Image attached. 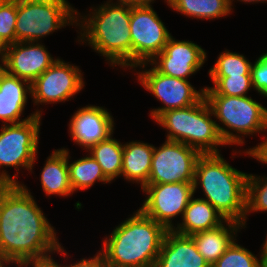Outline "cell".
I'll return each mask as SVG.
<instances>
[{
  "label": "cell",
  "instance_id": "52a82bcc",
  "mask_svg": "<svg viewBox=\"0 0 267 267\" xmlns=\"http://www.w3.org/2000/svg\"><path fill=\"white\" fill-rule=\"evenodd\" d=\"M74 23L77 9L67 0H17L16 42H39Z\"/></svg>",
  "mask_w": 267,
  "mask_h": 267
},
{
  "label": "cell",
  "instance_id": "d4e9b609",
  "mask_svg": "<svg viewBox=\"0 0 267 267\" xmlns=\"http://www.w3.org/2000/svg\"><path fill=\"white\" fill-rule=\"evenodd\" d=\"M112 137L113 134L86 151L98 162L111 182L121 176L123 159V143Z\"/></svg>",
  "mask_w": 267,
  "mask_h": 267
},
{
  "label": "cell",
  "instance_id": "7a4b0ae2",
  "mask_svg": "<svg viewBox=\"0 0 267 267\" xmlns=\"http://www.w3.org/2000/svg\"><path fill=\"white\" fill-rule=\"evenodd\" d=\"M92 11V12H91ZM90 14L77 11L78 42L88 43L101 54L111 67L120 66L131 70V5L104 3L91 7Z\"/></svg>",
  "mask_w": 267,
  "mask_h": 267
},
{
  "label": "cell",
  "instance_id": "f1b7e54d",
  "mask_svg": "<svg viewBox=\"0 0 267 267\" xmlns=\"http://www.w3.org/2000/svg\"><path fill=\"white\" fill-rule=\"evenodd\" d=\"M235 239L225 253L210 267H265L249 249L236 243ZM259 259V260H258Z\"/></svg>",
  "mask_w": 267,
  "mask_h": 267
},
{
  "label": "cell",
  "instance_id": "836d02e7",
  "mask_svg": "<svg viewBox=\"0 0 267 267\" xmlns=\"http://www.w3.org/2000/svg\"><path fill=\"white\" fill-rule=\"evenodd\" d=\"M66 267V265L59 264L58 262H55L51 254L44 256V257H39V258H34L32 260L24 262L22 265H16V267Z\"/></svg>",
  "mask_w": 267,
  "mask_h": 267
},
{
  "label": "cell",
  "instance_id": "44dd1931",
  "mask_svg": "<svg viewBox=\"0 0 267 267\" xmlns=\"http://www.w3.org/2000/svg\"><path fill=\"white\" fill-rule=\"evenodd\" d=\"M153 151V144L137 140L124 143L121 176L143 189L148 184Z\"/></svg>",
  "mask_w": 267,
  "mask_h": 267
},
{
  "label": "cell",
  "instance_id": "cb8c5ba5",
  "mask_svg": "<svg viewBox=\"0 0 267 267\" xmlns=\"http://www.w3.org/2000/svg\"><path fill=\"white\" fill-rule=\"evenodd\" d=\"M69 150L67 149V164L69 170V180L73 192L76 190H86L91 188L96 181L103 184L111 183V181L104 175L101 166L89 154L85 157L70 162Z\"/></svg>",
  "mask_w": 267,
  "mask_h": 267
},
{
  "label": "cell",
  "instance_id": "7402d4cb",
  "mask_svg": "<svg viewBox=\"0 0 267 267\" xmlns=\"http://www.w3.org/2000/svg\"><path fill=\"white\" fill-rule=\"evenodd\" d=\"M40 173V182L46 196L58 195L67 197L73 195L69 180L67 164V149L54 150Z\"/></svg>",
  "mask_w": 267,
  "mask_h": 267
},
{
  "label": "cell",
  "instance_id": "5b68a950",
  "mask_svg": "<svg viewBox=\"0 0 267 267\" xmlns=\"http://www.w3.org/2000/svg\"><path fill=\"white\" fill-rule=\"evenodd\" d=\"M211 117L213 113L203 96L196 104L167 110L154 121L167 130L168 141L181 142L201 154L220 153L218 147L226 144Z\"/></svg>",
  "mask_w": 267,
  "mask_h": 267
},
{
  "label": "cell",
  "instance_id": "f35d334b",
  "mask_svg": "<svg viewBox=\"0 0 267 267\" xmlns=\"http://www.w3.org/2000/svg\"><path fill=\"white\" fill-rule=\"evenodd\" d=\"M6 186V184L0 179V192Z\"/></svg>",
  "mask_w": 267,
  "mask_h": 267
},
{
  "label": "cell",
  "instance_id": "3957f363",
  "mask_svg": "<svg viewBox=\"0 0 267 267\" xmlns=\"http://www.w3.org/2000/svg\"><path fill=\"white\" fill-rule=\"evenodd\" d=\"M167 231L138 209L105 237L100 251L108 267H154Z\"/></svg>",
  "mask_w": 267,
  "mask_h": 267
},
{
  "label": "cell",
  "instance_id": "d6a6232c",
  "mask_svg": "<svg viewBox=\"0 0 267 267\" xmlns=\"http://www.w3.org/2000/svg\"><path fill=\"white\" fill-rule=\"evenodd\" d=\"M66 267H108V265L105 262L103 253L98 251L95 256L89 257V259L82 258L76 263L66 265Z\"/></svg>",
  "mask_w": 267,
  "mask_h": 267
},
{
  "label": "cell",
  "instance_id": "5bb4252c",
  "mask_svg": "<svg viewBox=\"0 0 267 267\" xmlns=\"http://www.w3.org/2000/svg\"><path fill=\"white\" fill-rule=\"evenodd\" d=\"M207 52L193 41L169 38L164 49L148 64L159 73L188 80L189 76L199 71L207 60Z\"/></svg>",
  "mask_w": 267,
  "mask_h": 267
},
{
  "label": "cell",
  "instance_id": "f546056e",
  "mask_svg": "<svg viewBox=\"0 0 267 267\" xmlns=\"http://www.w3.org/2000/svg\"><path fill=\"white\" fill-rule=\"evenodd\" d=\"M17 0H0V42L4 47L16 43Z\"/></svg>",
  "mask_w": 267,
  "mask_h": 267
},
{
  "label": "cell",
  "instance_id": "d6986e66",
  "mask_svg": "<svg viewBox=\"0 0 267 267\" xmlns=\"http://www.w3.org/2000/svg\"><path fill=\"white\" fill-rule=\"evenodd\" d=\"M225 224L190 236L197 247V251L210 266L225 253L226 249L236 239L237 232L243 228L241 223L233 220H226Z\"/></svg>",
  "mask_w": 267,
  "mask_h": 267
},
{
  "label": "cell",
  "instance_id": "8d00e7d4",
  "mask_svg": "<svg viewBox=\"0 0 267 267\" xmlns=\"http://www.w3.org/2000/svg\"><path fill=\"white\" fill-rule=\"evenodd\" d=\"M4 54H5V47L2 45V43L0 42V68L3 67V63H4Z\"/></svg>",
  "mask_w": 267,
  "mask_h": 267
},
{
  "label": "cell",
  "instance_id": "4dcf8cb0",
  "mask_svg": "<svg viewBox=\"0 0 267 267\" xmlns=\"http://www.w3.org/2000/svg\"><path fill=\"white\" fill-rule=\"evenodd\" d=\"M251 79L253 89L267 98V53H263L251 65Z\"/></svg>",
  "mask_w": 267,
  "mask_h": 267
},
{
  "label": "cell",
  "instance_id": "9c48e42d",
  "mask_svg": "<svg viewBox=\"0 0 267 267\" xmlns=\"http://www.w3.org/2000/svg\"><path fill=\"white\" fill-rule=\"evenodd\" d=\"M131 69L150 62L172 36L151 5L131 6Z\"/></svg>",
  "mask_w": 267,
  "mask_h": 267
},
{
  "label": "cell",
  "instance_id": "8fae6325",
  "mask_svg": "<svg viewBox=\"0 0 267 267\" xmlns=\"http://www.w3.org/2000/svg\"><path fill=\"white\" fill-rule=\"evenodd\" d=\"M201 153L186 144L165 140L154 146L148 184L193 183L195 165Z\"/></svg>",
  "mask_w": 267,
  "mask_h": 267
},
{
  "label": "cell",
  "instance_id": "4fadbf2b",
  "mask_svg": "<svg viewBox=\"0 0 267 267\" xmlns=\"http://www.w3.org/2000/svg\"><path fill=\"white\" fill-rule=\"evenodd\" d=\"M142 191L147 198L139 209L148 217L162 224L167 230L175 227L172 220L181 218L194 195L193 183L147 184Z\"/></svg>",
  "mask_w": 267,
  "mask_h": 267
},
{
  "label": "cell",
  "instance_id": "d590c367",
  "mask_svg": "<svg viewBox=\"0 0 267 267\" xmlns=\"http://www.w3.org/2000/svg\"><path fill=\"white\" fill-rule=\"evenodd\" d=\"M267 235V234H266ZM261 250L260 259L265 267H267V236Z\"/></svg>",
  "mask_w": 267,
  "mask_h": 267
},
{
  "label": "cell",
  "instance_id": "6da1fadb",
  "mask_svg": "<svg viewBox=\"0 0 267 267\" xmlns=\"http://www.w3.org/2000/svg\"><path fill=\"white\" fill-rule=\"evenodd\" d=\"M27 188L22 182L6 184L0 192V260L8 266L55 252L67 256L55 228Z\"/></svg>",
  "mask_w": 267,
  "mask_h": 267
},
{
  "label": "cell",
  "instance_id": "e0dca14e",
  "mask_svg": "<svg viewBox=\"0 0 267 267\" xmlns=\"http://www.w3.org/2000/svg\"><path fill=\"white\" fill-rule=\"evenodd\" d=\"M31 93V83L10 75L0 68V120L2 125L22 123L37 115L42 116V110L36 109L25 119H20L27 105V94L30 96Z\"/></svg>",
  "mask_w": 267,
  "mask_h": 267
},
{
  "label": "cell",
  "instance_id": "30bf717a",
  "mask_svg": "<svg viewBox=\"0 0 267 267\" xmlns=\"http://www.w3.org/2000/svg\"><path fill=\"white\" fill-rule=\"evenodd\" d=\"M148 62L139 64L133 69L142 68L135 74L138 76L139 84L149 91L164 106L154 108L150 111V118L154 120L162 113L171 109L189 107L196 104L204 96V88L197 91L188 80L170 77L159 73L153 66L145 69ZM141 71V72H140Z\"/></svg>",
  "mask_w": 267,
  "mask_h": 267
},
{
  "label": "cell",
  "instance_id": "ffe728a7",
  "mask_svg": "<svg viewBox=\"0 0 267 267\" xmlns=\"http://www.w3.org/2000/svg\"><path fill=\"white\" fill-rule=\"evenodd\" d=\"M226 219L208 201L202 198H194L189 203L182 216V222L176 224L173 231L191 236L197 232L214 229L225 223Z\"/></svg>",
  "mask_w": 267,
  "mask_h": 267
},
{
  "label": "cell",
  "instance_id": "e575fe53",
  "mask_svg": "<svg viewBox=\"0 0 267 267\" xmlns=\"http://www.w3.org/2000/svg\"><path fill=\"white\" fill-rule=\"evenodd\" d=\"M106 2L112 4H128L131 6H138V5H151L154 2V0H117L116 2H113V0H108Z\"/></svg>",
  "mask_w": 267,
  "mask_h": 267
},
{
  "label": "cell",
  "instance_id": "ba28073f",
  "mask_svg": "<svg viewBox=\"0 0 267 267\" xmlns=\"http://www.w3.org/2000/svg\"><path fill=\"white\" fill-rule=\"evenodd\" d=\"M42 116H35L25 122L2 125L0 130V167H14L32 172L38 154L39 133ZM17 174L13 178L6 170H0V179L5 184H20Z\"/></svg>",
  "mask_w": 267,
  "mask_h": 267
},
{
  "label": "cell",
  "instance_id": "4316f807",
  "mask_svg": "<svg viewBox=\"0 0 267 267\" xmlns=\"http://www.w3.org/2000/svg\"><path fill=\"white\" fill-rule=\"evenodd\" d=\"M210 78L214 86L205 87L204 95L247 96L253 88L251 75Z\"/></svg>",
  "mask_w": 267,
  "mask_h": 267
},
{
  "label": "cell",
  "instance_id": "603a6c76",
  "mask_svg": "<svg viewBox=\"0 0 267 267\" xmlns=\"http://www.w3.org/2000/svg\"><path fill=\"white\" fill-rule=\"evenodd\" d=\"M169 8L187 17L218 19L232 12L230 0H164Z\"/></svg>",
  "mask_w": 267,
  "mask_h": 267
},
{
  "label": "cell",
  "instance_id": "277c9868",
  "mask_svg": "<svg viewBox=\"0 0 267 267\" xmlns=\"http://www.w3.org/2000/svg\"><path fill=\"white\" fill-rule=\"evenodd\" d=\"M220 153L201 154L195 165L194 194L201 186L202 198L226 220L244 223L248 174L232 167Z\"/></svg>",
  "mask_w": 267,
  "mask_h": 267
},
{
  "label": "cell",
  "instance_id": "1f68e13d",
  "mask_svg": "<svg viewBox=\"0 0 267 267\" xmlns=\"http://www.w3.org/2000/svg\"><path fill=\"white\" fill-rule=\"evenodd\" d=\"M265 131H267V128ZM262 139L264 141H262L260 144L249 148L248 150H244L242 153H246V155L251 156L260 163L267 164V136L263 135Z\"/></svg>",
  "mask_w": 267,
  "mask_h": 267
},
{
  "label": "cell",
  "instance_id": "9a60e30c",
  "mask_svg": "<svg viewBox=\"0 0 267 267\" xmlns=\"http://www.w3.org/2000/svg\"><path fill=\"white\" fill-rule=\"evenodd\" d=\"M58 59L42 42H16L5 47L2 69L32 83Z\"/></svg>",
  "mask_w": 267,
  "mask_h": 267
},
{
  "label": "cell",
  "instance_id": "7c38bea8",
  "mask_svg": "<svg viewBox=\"0 0 267 267\" xmlns=\"http://www.w3.org/2000/svg\"><path fill=\"white\" fill-rule=\"evenodd\" d=\"M83 80L78 66L58 59L31 83L30 97L35 106L65 102L83 89Z\"/></svg>",
  "mask_w": 267,
  "mask_h": 267
},
{
  "label": "cell",
  "instance_id": "484cf974",
  "mask_svg": "<svg viewBox=\"0 0 267 267\" xmlns=\"http://www.w3.org/2000/svg\"><path fill=\"white\" fill-rule=\"evenodd\" d=\"M250 62L243 54L225 50L221 52L213 67L208 71L209 77H229L251 75Z\"/></svg>",
  "mask_w": 267,
  "mask_h": 267
},
{
  "label": "cell",
  "instance_id": "2e32d148",
  "mask_svg": "<svg viewBox=\"0 0 267 267\" xmlns=\"http://www.w3.org/2000/svg\"><path fill=\"white\" fill-rule=\"evenodd\" d=\"M114 118L104 107L87 105L71 116L69 131L74 144L86 151L114 132Z\"/></svg>",
  "mask_w": 267,
  "mask_h": 267
},
{
  "label": "cell",
  "instance_id": "8992f818",
  "mask_svg": "<svg viewBox=\"0 0 267 267\" xmlns=\"http://www.w3.org/2000/svg\"><path fill=\"white\" fill-rule=\"evenodd\" d=\"M204 98L213 116L223 124L221 126L216 123L227 146L243 145L245 143L243 136H253L256 133L265 132L267 108L251 97L204 95Z\"/></svg>",
  "mask_w": 267,
  "mask_h": 267
},
{
  "label": "cell",
  "instance_id": "74e56055",
  "mask_svg": "<svg viewBox=\"0 0 267 267\" xmlns=\"http://www.w3.org/2000/svg\"><path fill=\"white\" fill-rule=\"evenodd\" d=\"M233 1H234V0H230L231 7H233V6H232ZM237 1L244 2V3H248V2L251 3V2H252V4H253V3H258V2H261V3H262V2H265V1H266V3H267V0H237Z\"/></svg>",
  "mask_w": 267,
  "mask_h": 267
},
{
  "label": "cell",
  "instance_id": "ac0fdd59",
  "mask_svg": "<svg viewBox=\"0 0 267 267\" xmlns=\"http://www.w3.org/2000/svg\"><path fill=\"white\" fill-rule=\"evenodd\" d=\"M154 267H210L190 236L168 230Z\"/></svg>",
  "mask_w": 267,
  "mask_h": 267
},
{
  "label": "cell",
  "instance_id": "83f0119b",
  "mask_svg": "<svg viewBox=\"0 0 267 267\" xmlns=\"http://www.w3.org/2000/svg\"><path fill=\"white\" fill-rule=\"evenodd\" d=\"M267 211V177L248 174L246 195V217L242 224L246 227L248 213Z\"/></svg>",
  "mask_w": 267,
  "mask_h": 267
}]
</instances>
